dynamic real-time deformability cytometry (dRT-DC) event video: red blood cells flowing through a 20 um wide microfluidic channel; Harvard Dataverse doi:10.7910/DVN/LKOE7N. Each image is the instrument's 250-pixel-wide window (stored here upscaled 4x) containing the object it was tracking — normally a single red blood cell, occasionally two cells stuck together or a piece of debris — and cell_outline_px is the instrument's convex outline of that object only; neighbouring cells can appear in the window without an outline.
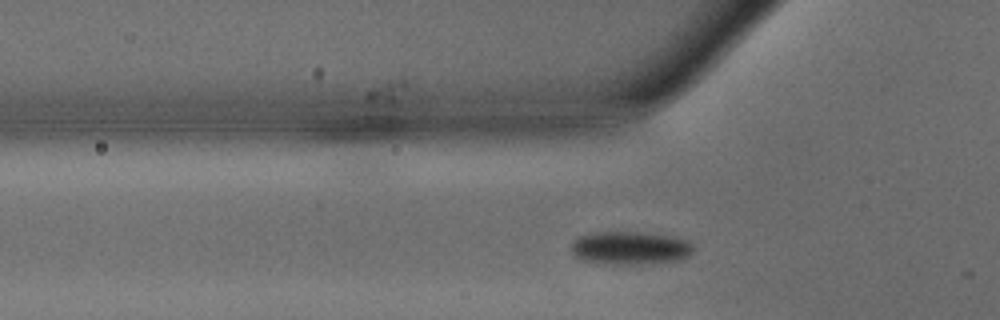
{"species": "common noctule bat (a hibernating species)", "species_latin": "Nyctalus noctula", "temperature_condition": "warm", "stored_images_in_passage": 24, "camera_frame_rate_fps": 3000, "um_per_image_px": 0.085, "animal": {"sex": "male", "body_mass_g": 15.6}, "frame": {"image": 1, "passage_image": 2, "time_ms": 0.333, "image_size_px": [1000, 320], "cell_outline_px": [[692, 252], [688, 256], [676, 260], [636, 264], [600, 264], [584, 260], [576, 256], [572, 252], [572, 244], [580, 236], [596, 232], [640, 232], [668, 236], [688, 240], [692, 244]], "centroid_in_image_um": [53.55, 21.08], "position_along_channel_um": 72.3, "area_um2": 23.24}}
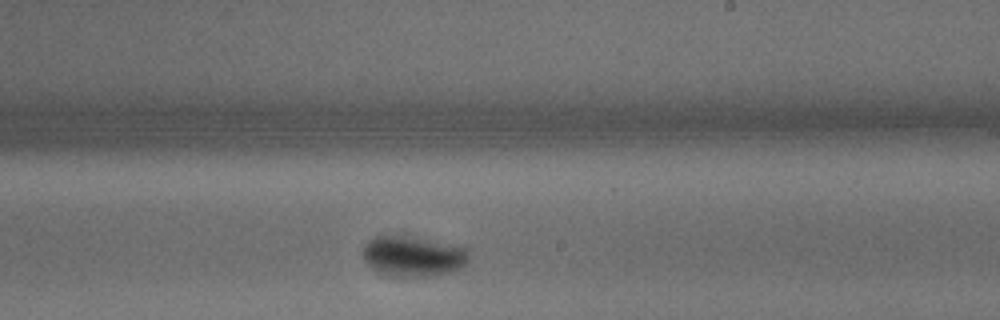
{"frame": {"image": 2, "passage_image": 15, "time_ms": 4.667, "image_size_px": [1000, 320], "cell_outline_px": [[468, 260], [464, 268], [452, 272], [432, 276], [388, 276], [376, 272], [364, 260], [364, 244], [368, 240], [376, 236], [392, 232], [408, 232], [468, 248]], "centroid_in_image_um": [35.12, 21.7], "position_along_channel_um": 253.9, "area_um2": 26.53}}
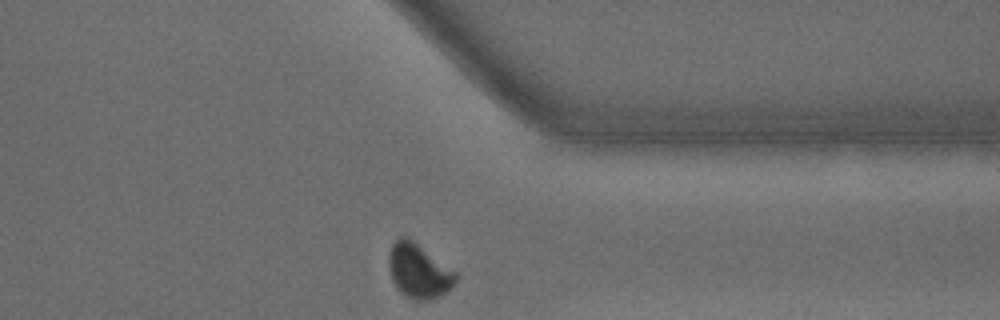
{"frame": {"image": 3, "passage_image": 24, "time_ms": 7.667, "image_size_px": [1000, 320], "cell_outline_px": [[460, 276], [456, 284], [452, 288], [440, 296], [428, 300], [412, 300], [400, 292], [396, 288], [392, 280], [388, 268], [388, 252], [392, 244], [400, 236], [408, 236], [456, 272]], "centroid_in_image_um": [35.59, 23.03], "position_along_channel_um": 375.8, "area_um2": 21.68}, "authors_computed_cell_mechanics": {"area_um2": 23.9292, "velocity_mm_per_s": 4.1756, "shape_relaxation_time_tau1_ms": 3.3092, "shape_relaxation_time_tau2_ms": null, "deformation_change_tau1": 0.1503, "deformation_change_tau2": null}}